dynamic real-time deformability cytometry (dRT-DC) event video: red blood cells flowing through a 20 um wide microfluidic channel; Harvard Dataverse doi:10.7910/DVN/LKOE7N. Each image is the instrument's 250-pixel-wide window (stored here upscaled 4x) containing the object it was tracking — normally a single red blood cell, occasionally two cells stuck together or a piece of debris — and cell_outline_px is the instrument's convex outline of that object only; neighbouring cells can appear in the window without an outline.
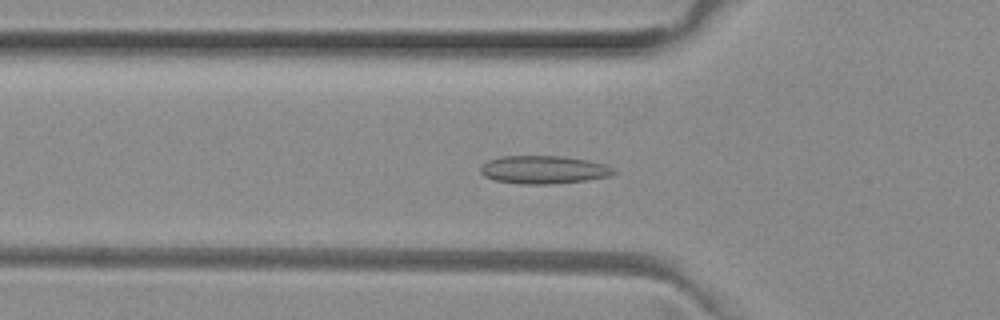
{"species": "common noctule bat (a hibernating species)", "species_latin": "Nyctalus noctula", "temperature_condition": "room temperature", "stored_images_in_passage": 50, "camera_frame_rate_fps": 3000, "um_per_image_px": 0.085, "animal": {"sex": "female", "body_mass_g": 29.2, "forearm_length_mm": 56.3}, "frame": {"image": 1, "passage_image": 16, "time_ms": 5.0, "image_size_px": [1000, 320], "cell_outline_px": [[616, 172], [608, 176], [588, 180], [552, 184], [520, 184], [496, 180], [484, 176], [480, 172], [480, 168], [488, 160], [500, 156], [564, 156], [588, 160], [604, 164], [612, 168]], "centroid_in_image_um": [46.2, 14.42], "position_along_channel_um": 79.6, "area_um2": 21.73}}
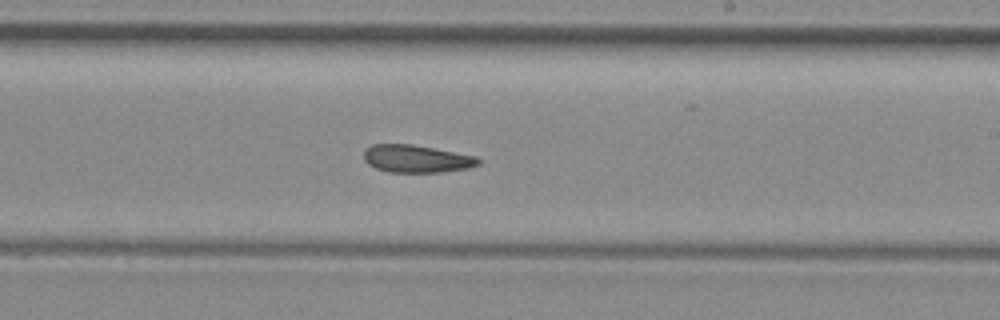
{"frame": {"image": 2, "passage_image": 29, "time_ms": 9.333, "image_size_px": [1000, 320], "cell_outline_px": [[480, 164], [468, 168], [444, 172], [388, 172], [376, 168], [368, 164], [364, 160], [364, 148], [372, 144], [412, 144], [476, 156], [480, 160]], "centroid_in_image_um": [35.38, 13.49], "position_along_channel_um": 253.6, "area_um2": 18.5}}
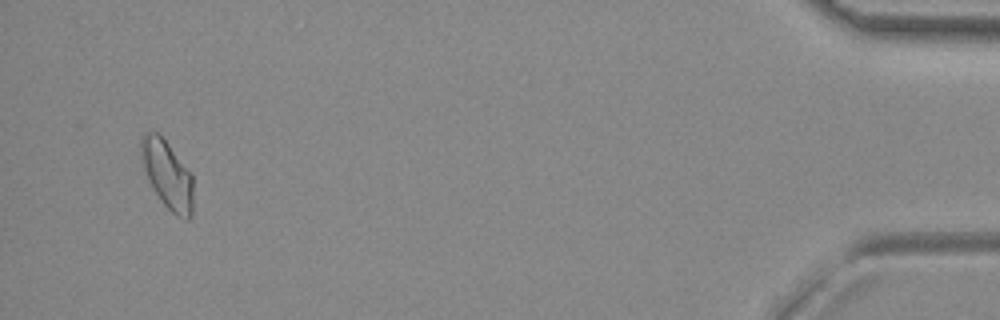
{"frame": {"image": 3, "passage_image": 48, "time_ms": 15.667, "image_size_px": [1000, 320], "cell_outline_px": [[192, 216], [188, 220], [176, 216], [160, 200], [152, 188], [148, 180], [140, 156], [140, 136], [148, 132], [160, 132], [192, 172]], "centroid_in_image_um": [14.22, 14.8], "position_along_channel_um": 421.0, "area_um2": 21.15}, "authors_computed_cell_mechanics": {"area_um2": 19.6809, "velocity_mm_per_s": 4.0143, "shape_relaxation_time_tau1_ms": null, "shape_relaxation_time_tau2_ms": 1.8428, "deformation_change_tau1": null, "deformation_change_tau2": 0.0735}}